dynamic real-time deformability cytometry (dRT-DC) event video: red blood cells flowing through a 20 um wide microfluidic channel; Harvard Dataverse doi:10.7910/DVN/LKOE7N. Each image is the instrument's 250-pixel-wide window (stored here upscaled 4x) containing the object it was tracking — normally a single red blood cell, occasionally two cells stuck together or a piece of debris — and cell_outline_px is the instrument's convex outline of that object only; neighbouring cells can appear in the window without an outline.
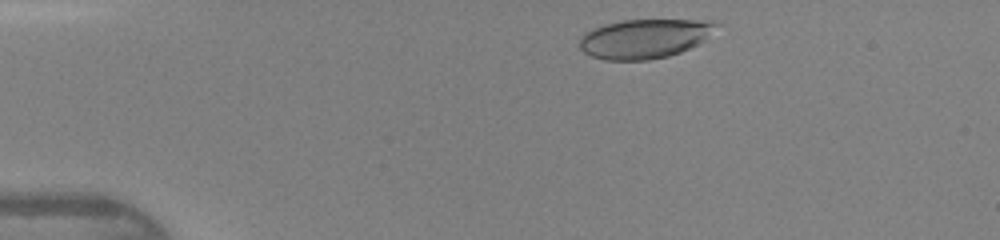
{"species": "human", "species_latin": "Homo sapiens", "temperature_condition": "warm", "stored_images_in_passage": 40, "camera_frame_rate_fps": 3000, "um_per_image_px": 0.085, "donor": {"sex": "female"}, "frame": {"image": 1, "passage_image": 2, "time_ms": 0.333, "image_size_px": [1000, 240], "cell_outline_px": [[720, 24], [696, 44], [680, 52], [668, 56], [648, 60], [604, 60], [592, 56], [584, 52], [580, 48], [580, 36], [584, 32], [592, 28], [604, 24], [624, 20], [712, 20]], "centroid_in_image_um": [54.72, 3.28], "position_along_channel_um": 30.3, "area_um2": 31.04}}
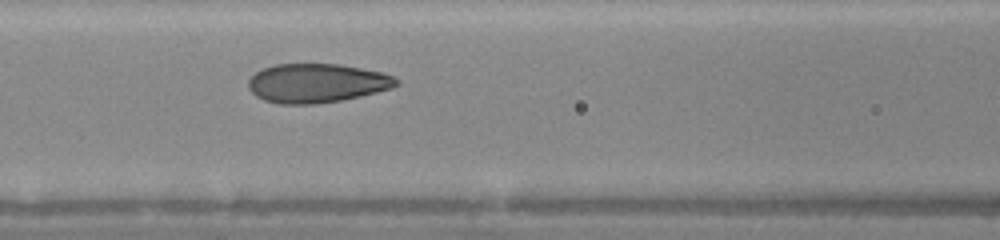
{"frame": {"image": 2, "passage_image": 14, "time_ms": 4.333, "image_size_px": [1000, 240], "cell_outline_px": [[400, 84], [392, 88], [360, 96], [340, 100], [312, 104], [280, 104], [264, 100], [256, 96], [248, 88], [248, 80], [256, 72], [264, 68], [276, 64], [336, 64], [360, 68], [380, 72], [392, 76], [400, 80]], "centroid_in_image_um": [26.92, 7.07], "position_along_channel_um": 139.7, "area_um2": 33.47}}
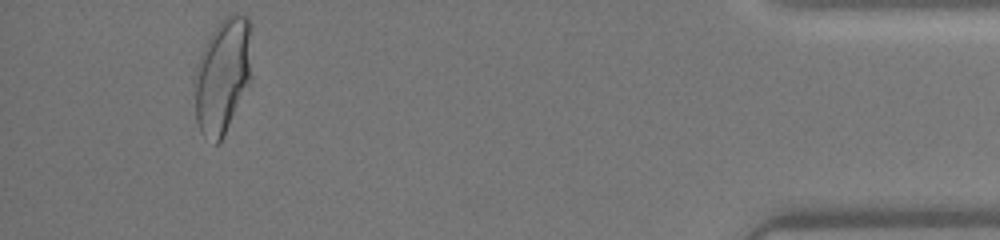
{"frame": {"image": 3, "passage_image": 37, "time_ms": 12.0, "image_size_px": [1000, 240], "cell_outline_px": [[252, 80], [224, 136], [216, 144], [204, 136], [200, 132], [196, 120], [196, 64], [216, 24], [224, 16], [232, 12], [236, 12], [248, 16], [252, 24]], "centroid_in_image_um": [19.0, 6.36], "position_along_channel_um": 416.2, "area_um2": 39.13}, "authors_computed_cell_mechanics": {"area_um2": 33.524, "velocity_mm_per_s": 4.365, "shape_relaxation_time_tau1_ms": 4.4903, "shape_relaxation_time_tau2_ms": null, "deformation_change_tau1": 0.1971, "deformation_change_tau2": null}}